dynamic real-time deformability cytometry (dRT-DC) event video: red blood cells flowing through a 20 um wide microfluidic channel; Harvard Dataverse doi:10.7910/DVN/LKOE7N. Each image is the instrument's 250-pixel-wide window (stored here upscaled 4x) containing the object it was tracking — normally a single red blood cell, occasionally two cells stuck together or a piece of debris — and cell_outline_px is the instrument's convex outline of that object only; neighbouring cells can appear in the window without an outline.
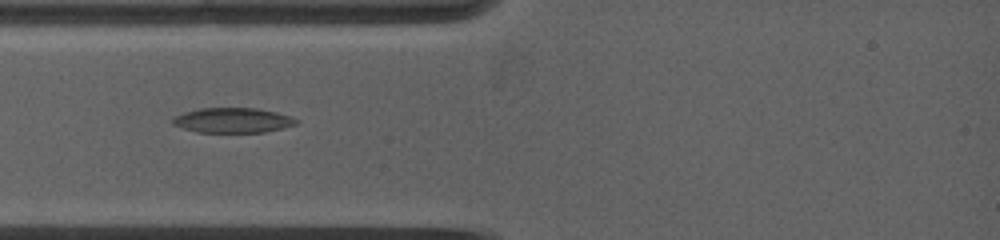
{"species": "common noctule bat (a hibernating species)", "species_latin": "Nyctalus noctula", "temperature_condition": "warm", "stored_images_in_passage": 5, "camera_frame_rate_fps": 5000, "um_per_image_px": 0.085, "animal": {"sex": "female", "body_mass_g": 19.0, "forearm_length_mm": 53.3}, "frame": {"image": 1, "passage_image": 2, "time_ms": 0.8, "image_size_px": [1000, 240], "cell_outline_px": [[300, 120], [296, 124], [284, 128], [264, 132], [196, 132], [172, 124], [172, 120], [176, 116], [184, 112], [200, 108], [256, 108], [276, 112]], "centroid_in_image_um": [19.79, 10.22], "position_along_channel_um": 65.2, "area_um2": 17.86}}
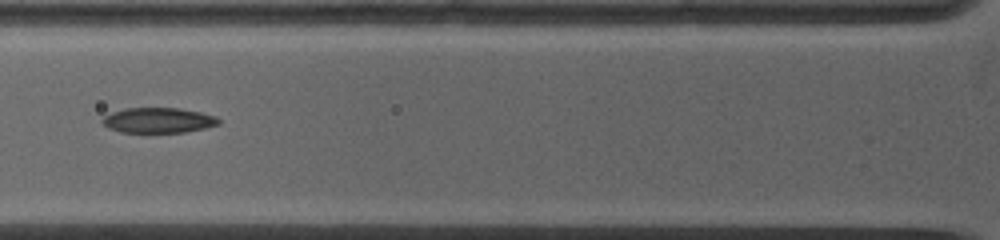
{"frame": {"image": 2, "passage_image": 4, "time_ms": 2.0, "image_size_px": [1000, 240], "cell_outline_px": [[220, 124], [204, 128], [184, 132], [120, 132], [108, 128], [100, 120], [104, 116], [112, 112], [124, 108], [180, 108], [200, 112], [216, 116], [220, 120]], "centroid_in_image_um": [13.45, 10.22], "position_along_channel_um": 112.4, "area_um2": 17.11}}